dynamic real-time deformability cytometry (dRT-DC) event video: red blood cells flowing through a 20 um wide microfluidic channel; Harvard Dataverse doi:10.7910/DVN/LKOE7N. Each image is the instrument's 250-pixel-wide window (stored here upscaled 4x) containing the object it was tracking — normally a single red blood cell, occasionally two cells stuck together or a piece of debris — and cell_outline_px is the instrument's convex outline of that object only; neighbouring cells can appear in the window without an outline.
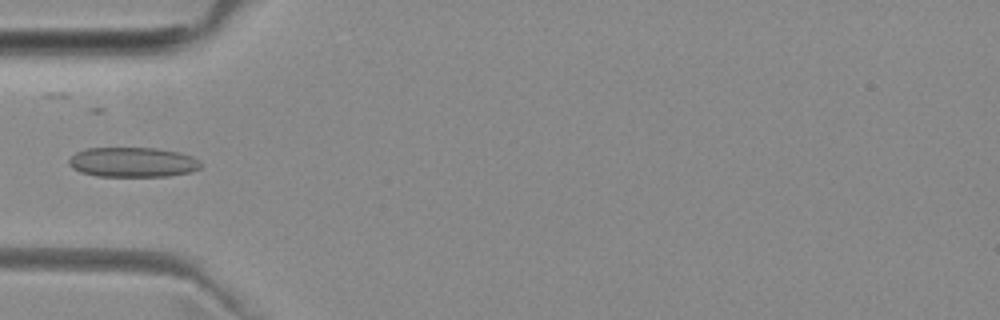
{"species": "common noctule bat (a hibernating species)", "species_latin": "Nyctalus noctula", "temperature_condition": "room temperature", "stored_images_in_passage": 3, "camera_frame_rate_fps": 3000, "um_per_image_px": 0.085, "animal": {"sex": "female", "body_mass_g": 29.2, "forearm_length_mm": 56.3}, "frame": {"image": 1, "passage_image": 3, "time_ms": 2.333, "image_size_px": [1000, 320], "cell_outline_px": [[200, 168], [192, 172], [168, 176], [96, 176], [80, 172], [72, 168], [68, 164], [68, 160], [76, 152], [88, 148], [156, 148], [180, 152], [192, 156], [200, 164]], "centroid_in_image_um": [11.26, 13.79], "position_along_channel_um": 73.7, "area_um2": 22.95}}